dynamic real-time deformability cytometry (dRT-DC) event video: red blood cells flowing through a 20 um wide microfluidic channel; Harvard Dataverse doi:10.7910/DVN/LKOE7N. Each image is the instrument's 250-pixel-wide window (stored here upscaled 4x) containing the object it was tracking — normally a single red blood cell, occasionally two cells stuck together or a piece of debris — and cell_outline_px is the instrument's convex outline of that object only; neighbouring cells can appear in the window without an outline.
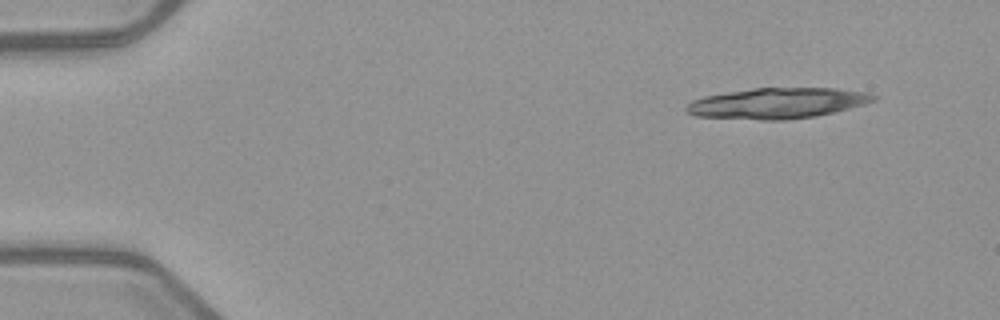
{"species": "common noctule bat (a hibernating species)", "species_latin": "Nyctalus noctula", "temperature_condition": "warm", "stored_images_in_passage": 14, "camera_frame_rate_fps": 3000, "um_per_image_px": 0.085, "animal": {"sex": "female", "body_mass_g": 21.9}, "frame": {"image": 1, "passage_image": 1, "time_ms": 0.0, "image_size_px": [1000, 320], "cell_outline_px": [[880, 96], [876, 100], [864, 104], [816, 116], [784, 120], [764, 120], [696, 116], [688, 112], [684, 108], [692, 100], [704, 96], [752, 88], [836, 88], [868, 92]], "centroid_in_image_um": [66.11, 8.76], "position_along_channel_um": 18.9, "area_um2": 33.41}}
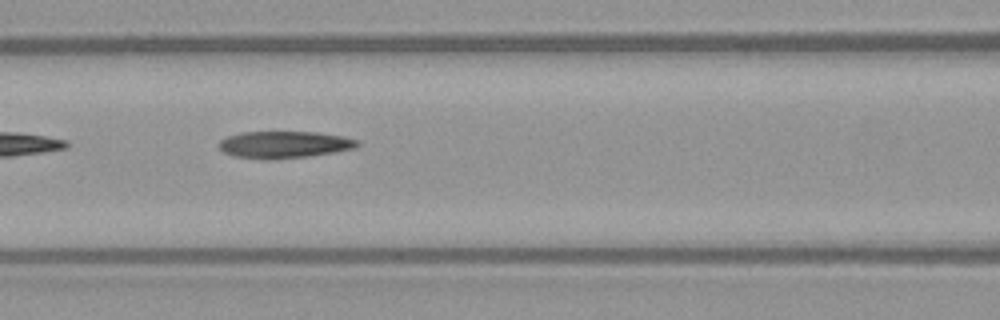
{"frame": {"image": 2, "passage_image": 14, "time_ms": 1672.667, "image_size_px": [1000, 320], "cell_outline_px": [[360, 144], [356, 148], [308, 156], [272, 160], [264, 160], [232, 156], [224, 152], [216, 144], [220, 140], [228, 136], [244, 132], [316, 132], [344, 136], [360, 140]], "centroid_in_image_um": [24.15, 12.3], "position_along_channel_um": 142.4, "area_um2": 21.96}}